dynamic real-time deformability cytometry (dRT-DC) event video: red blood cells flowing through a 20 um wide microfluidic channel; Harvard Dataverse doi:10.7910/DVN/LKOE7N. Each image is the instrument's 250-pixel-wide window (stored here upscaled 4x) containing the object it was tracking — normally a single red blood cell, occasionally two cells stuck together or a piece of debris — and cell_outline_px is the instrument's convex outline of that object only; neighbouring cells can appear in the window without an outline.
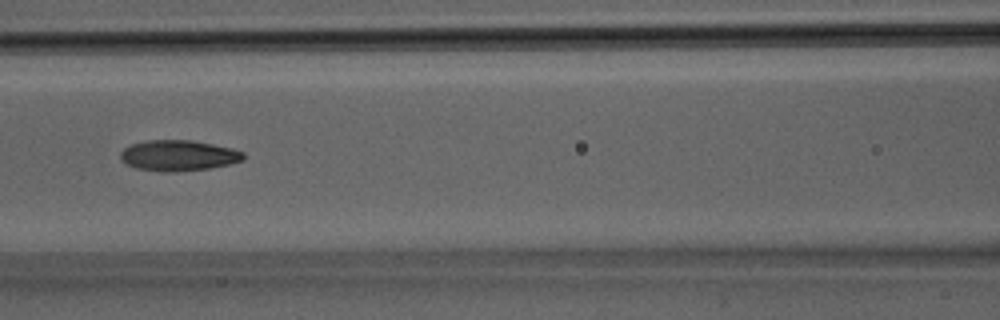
{"species": "Egyptian fruit bat (a non-hibernating species)", "species_latin": "Rousettus aegyptiacus", "temperature_condition": "room temperature", "stored_images_in_passage": 34, "camera_frame_rate_fps": 3000, "um_per_image_px": 0.085, "animal": {"sex": "male"}, "frame": {"image": 1, "passage_image": 15, "time_ms": 4.667, "image_size_px": [1000, 320], "cell_outline_px": [[244, 160], [228, 164], [208, 168], [176, 172], [164, 172], [136, 168], [120, 160], [120, 152], [128, 144], [148, 140], [192, 140], [232, 148], [244, 152]], "centroid_in_image_um": [15.14, 13.21], "position_along_channel_um": 151.5, "area_um2": 22.08}}
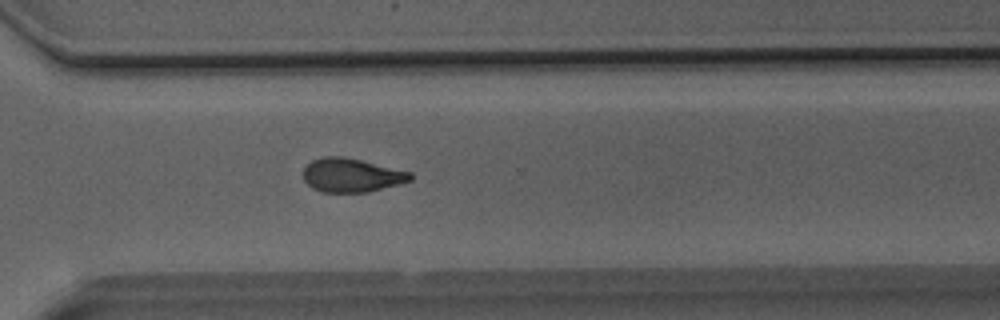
{"frame": {"image": 2, "passage_image": 24, "time_ms": 7.667, "image_size_px": [1000, 320], "cell_outline_px": [[412, 180], [400, 184], [368, 192], [320, 192], [312, 188], [304, 180], [304, 168], [312, 160], [324, 156], [340, 156], [360, 160], [412, 172]], "centroid_in_image_um": [29.88, 14.9], "position_along_channel_um": 340.7, "area_um2": 21.04}}
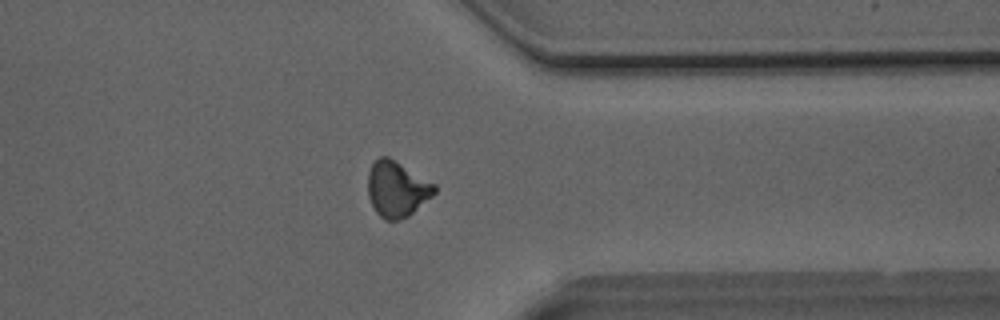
{"frame": {"image": 3, "passage_image": 26, "time_ms": 8.333, "image_size_px": [1000, 320], "cell_outline_px": [[436, 192], [432, 196], [408, 216], [400, 220], [384, 220], [376, 212], [368, 196], [368, 172], [372, 164], [380, 156], [388, 156], [436, 184]], "centroid_in_image_um": [33.73, 16.07], "position_along_channel_um": 377.7, "area_um2": 21.56}}